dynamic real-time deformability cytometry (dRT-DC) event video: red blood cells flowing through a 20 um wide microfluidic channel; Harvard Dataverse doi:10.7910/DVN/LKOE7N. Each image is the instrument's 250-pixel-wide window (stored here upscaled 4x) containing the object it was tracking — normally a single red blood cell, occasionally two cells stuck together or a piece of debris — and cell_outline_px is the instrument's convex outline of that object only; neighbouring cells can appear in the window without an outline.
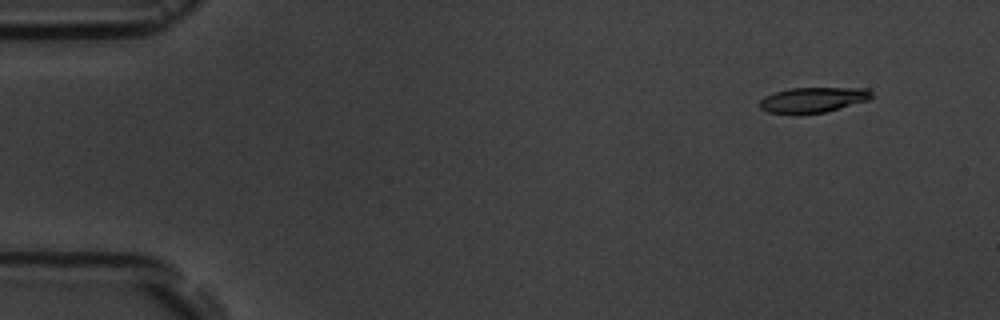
{"species": "common noctule bat (a hibernating species)", "species_latin": "Nyctalus noctula", "temperature_condition": "room temperature", "stored_images_in_passage": 16, "camera_frame_rate_fps": 3000, "um_per_image_px": 0.085, "animal": {"sex": "male", "body_mass_g": 19.5, "forearm_length_mm": 54.6}, "frame": {"image": 1, "passage_image": 2, "time_ms": 1.0, "image_size_px": [1000, 320], "cell_outline_px": [[872, 96], [868, 100], [824, 112], [768, 112], [760, 108], [760, 100], [764, 96], [788, 88], [868, 88], [872, 92]], "centroid_in_image_um": [69.13, 8.45], "position_along_channel_um": 15.9, "area_um2": 15.95}}
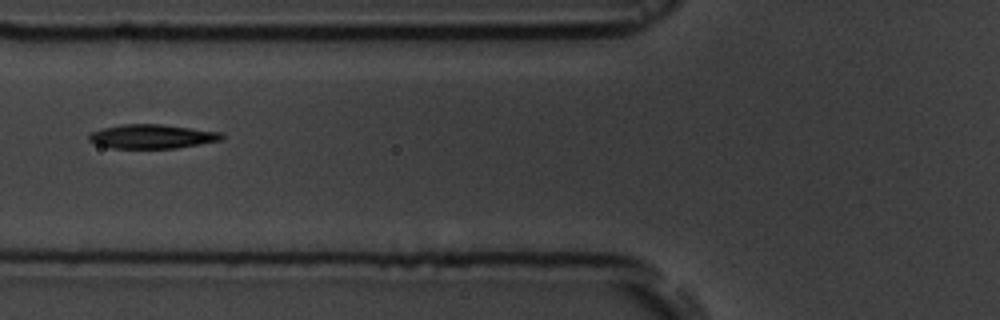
{"frame": {"image": 2, "passage_image": 6, "time_ms": 6.667, "image_size_px": [1000, 320], "cell_outline_px": [[224, 140], [176, 148], [112, 148], [96, 144], [88, 140], [88, 136], [92, 132], [104, 128], [124, 124], [160, 124], [220, 132], [224, 136]], "centroid_in_image_um": [12.94, 11.6], "position_along_channel_um": 112.9, "area_um2": 18.5}}
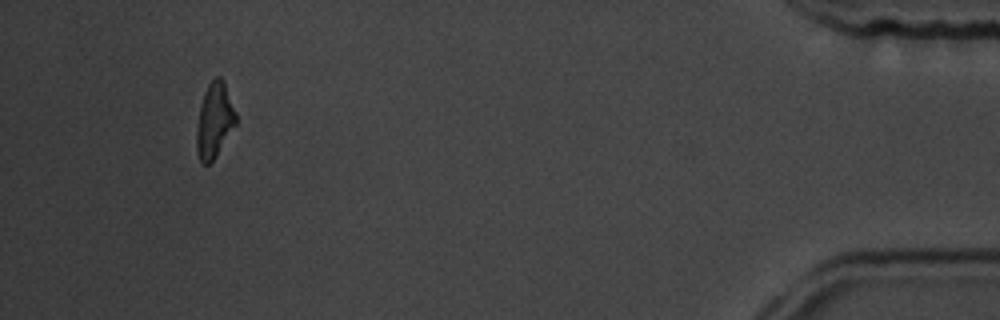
{"frame": {"image": 3, "passage_image": 15, "time_ms": 17.0, "image_size_px": [1000, 320], "cell_outline_px": [[236, 124], [216, 156], [208, 164], [200, 164], [196, 148], [196, 132], [200, 108], [204, 92], [208, 84], [216, 76], [220, 76], [224, 80], [236, 112]], "centroid_in_image_um": [18.23, 10.23], "position_along_channel_um": 417.0, "area_um2": 17.17}, "authors_computed_cell_mechanics": {"area_um2": 18.2359, "velocity_mm_per_s": 3.6297, "shape_relaxation_time_tau1_ms": 5.7196, "shape_relaxation_time_tau2_ms": 3.4426, "deformation_change_tau1": 0.1706, "deformation_change_tau2": 0.1026}}